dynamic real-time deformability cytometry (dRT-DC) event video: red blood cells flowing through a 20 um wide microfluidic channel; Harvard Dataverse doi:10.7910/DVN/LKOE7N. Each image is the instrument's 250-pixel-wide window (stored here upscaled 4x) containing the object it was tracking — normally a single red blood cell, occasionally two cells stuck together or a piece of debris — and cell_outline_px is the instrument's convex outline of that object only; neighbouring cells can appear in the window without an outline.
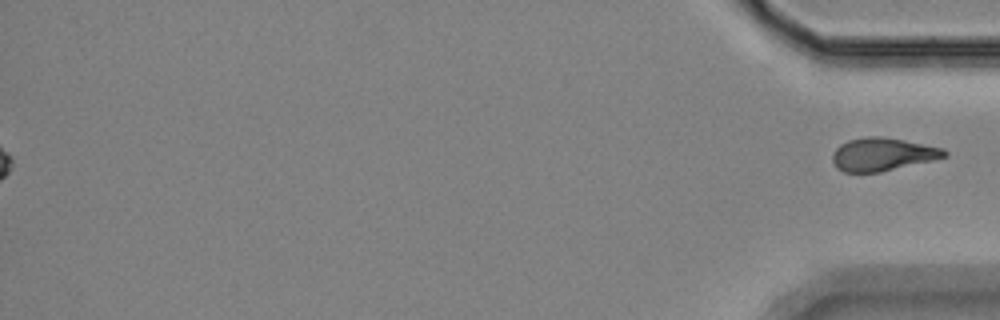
{"species": "Egyptian fruit bat (a non-hibernating species)", "species_latin": "Rousettus aegyptiacus", "temperature_condition": "room temperature", "stored_images_in_passage": 58, "segment_of_instrument_passage": [2, 2], "camera_frame_rate_fps": 3000, "um_per_image_px": 0.085, "animal": {"sex": "female"}, "frame": {"image": 1, "passage_image": 58, "time_ms": 19.0, "image_size_px": [1000, 320], "cell_outline_px": [[948, 156], [932, 160], [880, 172], [844, 172], [836, 168], [832, 160], [832, 152], [840, 144], [848, 140], [868, 136], [884, 136], [944, 148], [948, 152]], "centroid_in_image_um": [75.0, 13.11], "position_along_channel_um": 360.2, "area_um2": 21.62}}